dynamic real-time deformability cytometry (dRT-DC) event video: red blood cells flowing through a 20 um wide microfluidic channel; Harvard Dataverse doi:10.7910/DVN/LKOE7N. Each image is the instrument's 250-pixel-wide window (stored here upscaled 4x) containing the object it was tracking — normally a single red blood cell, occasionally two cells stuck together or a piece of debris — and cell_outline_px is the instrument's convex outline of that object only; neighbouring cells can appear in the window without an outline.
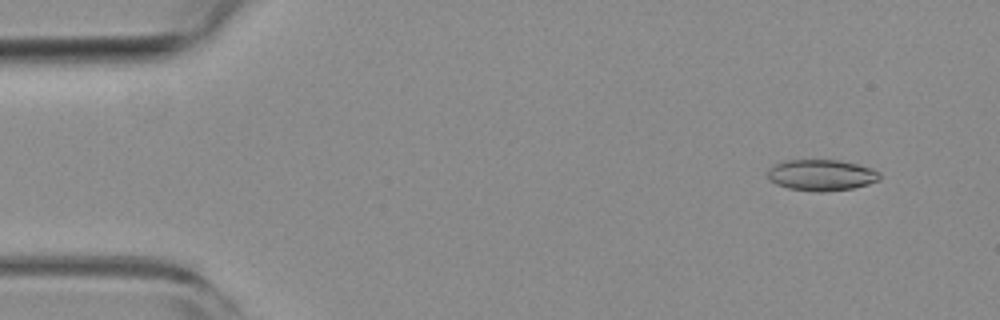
{"species": "common noctule bat (a hibernating species)", "species_latin": "Nyctalus noctula", "temperature_condition": "room temperature", "stored_images_in_passage": 50, "camera_frame_rate_fps": 3000, "um_per_image_px": 0.085, "animal": {"sex": "female", "body_mass_g": 19.3, "forearm_length_mm": 54.1}, "frame": {"image": 1, "passage_image": 1, "time_ms": 0.0, "image_size_px": [1000, 320], "cell_outline_px": [[880, 180], [868, 184], [852, 188], [824, 192], [816, 192], [788, 188], [776, 184], [768, 180], [768, 168], [784, 160], [840, 160], [872, 168], [880, 172]], "centroid_in_image_um": [69.81, 14.88], "position_along_channel_um": 15.2, "area_um2": 20.46}}
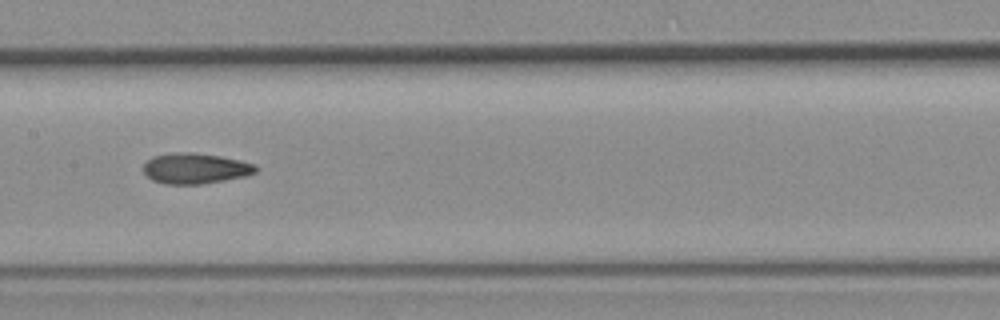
{"frame": {"image": 2, "passage_image": 23, "time_ms": 7.333, "image_size_px": [1000, 320], "cell_outline_px": [[256, 172], [244, 176], [204, 184], [164, 184], [152, 180], [144, 172], [144, 164], [152, 156], [176, 152], [192, 152], [220, 156], [256, 164]], "centroid_in_image_um": [16.58, 14.31], "position_along_channel_um": 190.8, "area_um2": 19.94}}
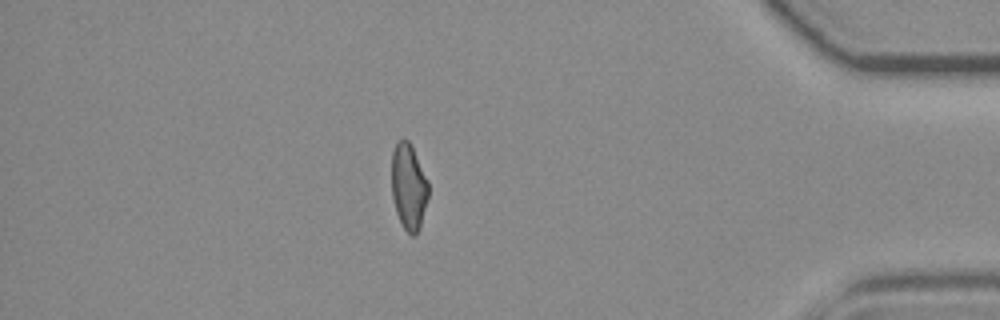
{"frame": {"image": 3, "passage_image": 43, "time_ms": 14.0, "image_size_px": [1000, 320], "cell_outline_px": [[428, 196], [420, 228], [416, 236], [412, 236], [404, 228], [396, 212], [392, 196], [392, 152], [396, 140], [408, 140], [428, 180]], "centroid_in_image_um": [34.73, 15.88], "position_along_channel_um": 400.5, "area_um2": 18.32}, "authors_computed_cell_mechanics": {"area_um2": 19.7098, "velocity_mm_per_s": 3.8076, "shape_relaxation_time_tau1_ms": null, "shape_relaxation_time_tau2_ms": 2.9052, "deformation_change_tau1": null, "deformation_change_tau2": 0.1022}}